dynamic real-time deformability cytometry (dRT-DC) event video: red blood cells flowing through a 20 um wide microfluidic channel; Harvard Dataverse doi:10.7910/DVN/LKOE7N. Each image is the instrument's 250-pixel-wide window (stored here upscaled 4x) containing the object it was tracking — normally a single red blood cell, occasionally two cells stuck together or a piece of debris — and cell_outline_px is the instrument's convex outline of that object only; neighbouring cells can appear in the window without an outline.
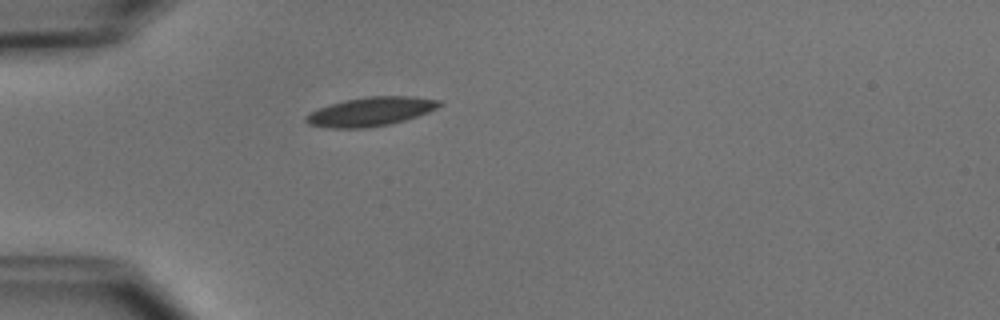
{"species": "common noctule bat (a hibernating species)", "species_latin": "Nyctalus noctula", "temperature_condition": "cold", "stored_images_in_passage": 1, "camera_frame_rate_fps": 3000, "um_per_image_px": 0.085, "animal": {"sex": "male", "body_mass_g": 15.6}, "frame": {"image": 1, "passage_image": 1, "time_ms": 0.0, "image_size_px": [1000, 320], "cell_outline_px": [[444, 104], [428, 112], [404, 120], [388, 124], [364, 128], [332, 128], [308, 124], [304, 120], [304, 116], [308, 112], [344, 100], [368, 96], [412, 96], [440, 100]], "centroid_in_image_um": [31.49, 9.48], "position_along_channel_um": 53.5, "area_um2": 22.37}}